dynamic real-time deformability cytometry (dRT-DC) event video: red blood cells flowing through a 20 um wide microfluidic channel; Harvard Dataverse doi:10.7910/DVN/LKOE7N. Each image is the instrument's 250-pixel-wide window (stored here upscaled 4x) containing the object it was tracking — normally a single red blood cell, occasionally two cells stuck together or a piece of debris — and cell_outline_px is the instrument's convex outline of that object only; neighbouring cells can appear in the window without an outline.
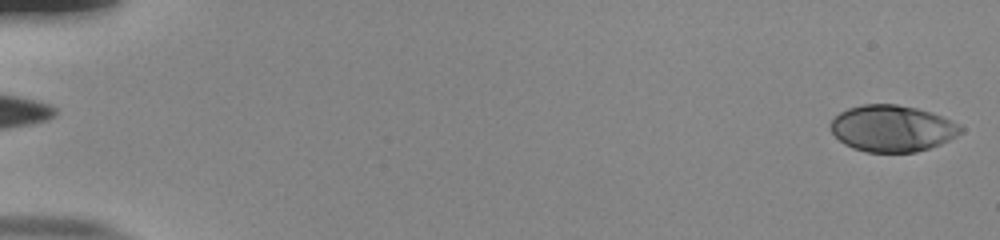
{"species": "human", "species_latin": "Homo sapiens", "temperature_condition": "room temperature", "stored_images_in_passage": 54, "camera_frame_rate_fps": 3000, "um_per_image_px": 0.085, "donor": {"sex": "male"}, "frame": {"image": 1, "passage_image": 1, "time_ms": 0.0, "image_size_px": [1000, 240], "cell_outline_px": [[964, 128], [956, 136], [940, 144], [916, 152], [868, 152], [852, 148], [844, 144], [828, 128], [828, 124], [840, 112], [848, 108], [860, 104], [896, 104], [916, 108], [932, 112], [952, 120], [960, 124]], "centroid_in_image_um": [75.82, 10.91], "position_along_channel_um": 9.2, "area_um2": 35.37}}
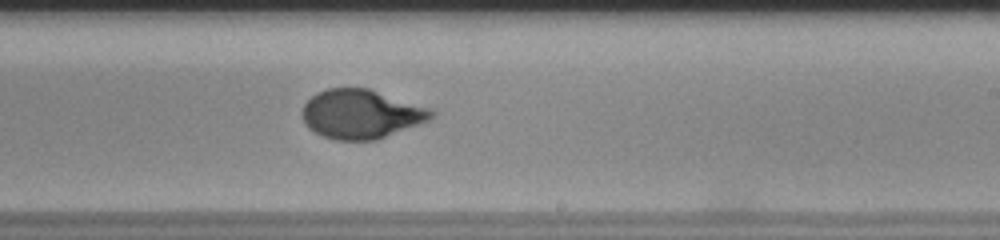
{"frame": {"image": 2, "passage_image": 34, "time_ms": 11.0, "image_size_px": [1000, 240], "cell_outline_px": [[436, 116], [428, 120], [376, 140], [336, 140], [324, 136], [308, 128], [304, 124], [304, 104], [316, 92], [328, 88], [368, 88], [432, 108], [436, 112]], "centroid_in_image_um": [30.72, 9.68], "position_along_channel_um": 258.3, "area_um2": 36.76}}
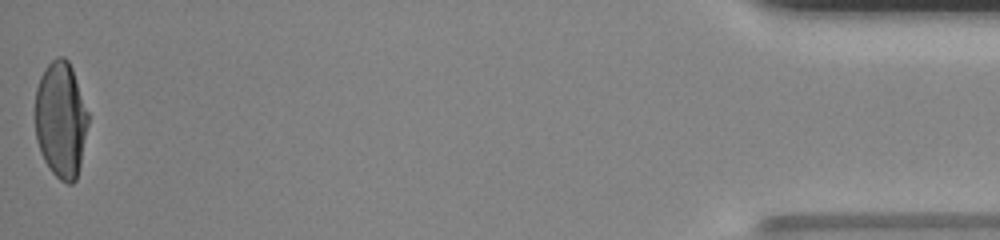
{"frame": {"image": 3, "passage_image": 54, "time_ms": 17.667, "image_size_px": [1000, 240], "cell_outline_px": [[88, 124], [80, 164], [76, 180], [72, 184], [68, 184], [60, 180], [52, 172], [44, 160], [40, 152], [36, 140], [36, 88], [40, 76], [44, 68], [56, 56], [64, 56], [68, 60], [72, 68], [88, 112]], "centroid_in_image_um": [5.17, 10.17], "position_along_channel_um": 430.0, "area_um2": 35.89}, "authors_computed_cell_mechanics": {"area_um2": 36.0094, "velocity_mm_per_s": 3.8425, "shape_relaxation_time_tau1_ms": 5.2942, "shape_relaxation_time_tau2_ms": null, "deformation_change_tau1": 0.2436, "deformation_change_tau2": null}}